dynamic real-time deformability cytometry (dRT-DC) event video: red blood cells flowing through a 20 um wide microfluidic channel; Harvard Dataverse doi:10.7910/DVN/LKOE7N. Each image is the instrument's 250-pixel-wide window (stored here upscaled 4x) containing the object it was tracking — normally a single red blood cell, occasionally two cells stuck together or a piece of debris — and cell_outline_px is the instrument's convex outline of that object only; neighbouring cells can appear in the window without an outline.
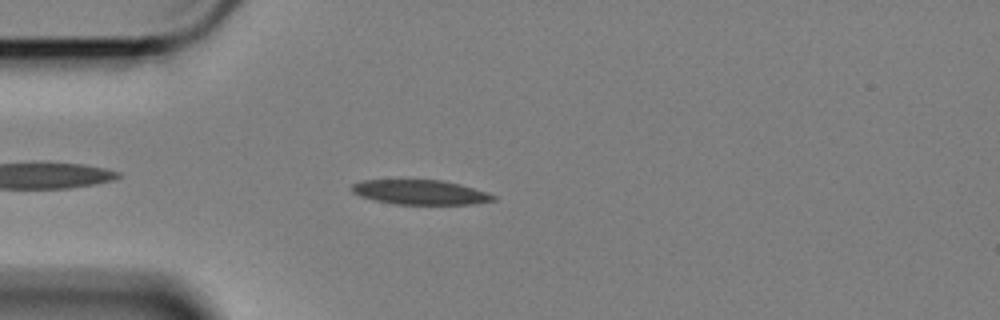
{"species": "Egyptian fruit bat (a non-hibernating species)", "species_latin": "Rousettus aegyptiacus", "temperature_condition": "cold", "stored_images_in_passage": 48, "camera_frame_rate_fps": 3000, "um_per_image_px": 0.085, "animal": {"sex": "female"}, "frame": {"image": 1, "passage_image": 5, "time_ms": 1.333, "image_size_px": [1000, 320], "cell_outline_px": [[496, 200], [476, 204], [396, 204], [376, 200], [360, 196], [352, 192], [352, 184], [364, 180], [440, 180], [460, 184], [496, 196]], "centroid_in_image_um": [35.72, 16.34], "position_along_channel_um": 49.3, "area_um2": 20.06}}
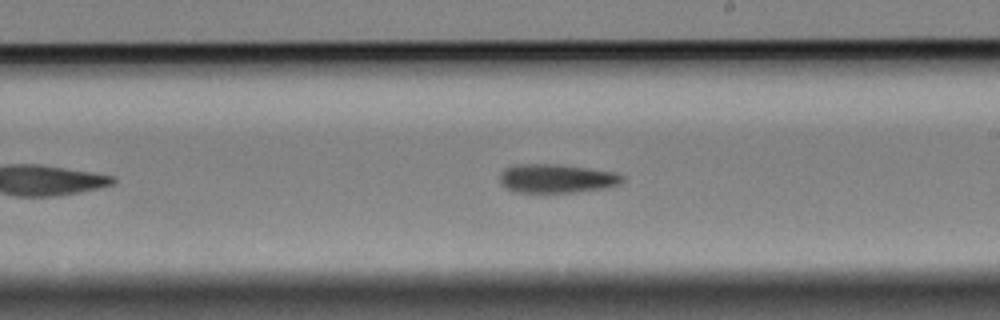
{"frame": {"image": 2, "passage_image": 23, "time_ms": 7.333, "image_size_px": [1000, 320], "cell_outline_px": [[624, 180], [620, 184], [604, 188], [572, 192], [512, 192], [500, 184], [500, 172], [504, 168], [512, 164], [556, 164], [588, 168], [616, 172], [624, 176]], "centroid_in_image_um": [47.27, 15.16], "position_along_channel_um": 241.7, "area_um2": 20.75}}
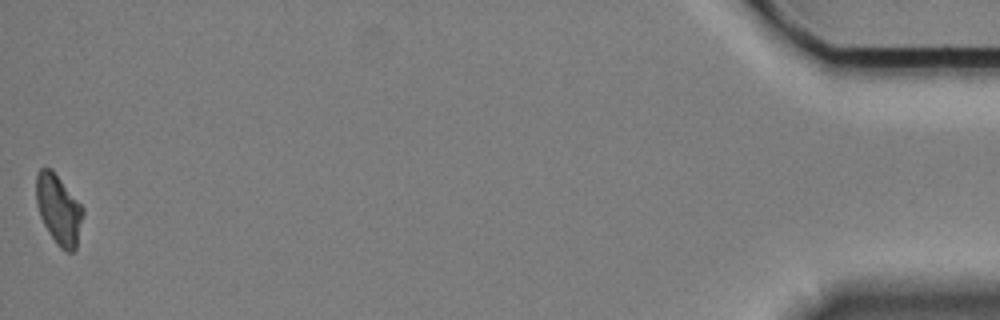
{"frame": {"image": 3, "passage_image": 48, "time_ms": 15.667, "image_size_px": [1000, 320], "cell_outline_px": [[84, 212], [76, 248], [72, 252], [68, 252], [60, 248], [48, 232], [40, 216], [36, 204], [36, 172], [40, 168], [52, 168], [84, 208]], "centroid_in_image_um": [4.98, 17.78], "position_along_channel_um": 430.2, "area_um2": 19.13}, "authors_computed_cell_mechanics": {"area_um2": 20.519, "velocity_mm_per_s": 3.3882, "shape_relaxation_time_tau1_ms": 6.3131, "shape_relaxation_time_tau2_ms": null, "deformation_change_tau1": 0.1367, "deformation_change_tau2": null}}